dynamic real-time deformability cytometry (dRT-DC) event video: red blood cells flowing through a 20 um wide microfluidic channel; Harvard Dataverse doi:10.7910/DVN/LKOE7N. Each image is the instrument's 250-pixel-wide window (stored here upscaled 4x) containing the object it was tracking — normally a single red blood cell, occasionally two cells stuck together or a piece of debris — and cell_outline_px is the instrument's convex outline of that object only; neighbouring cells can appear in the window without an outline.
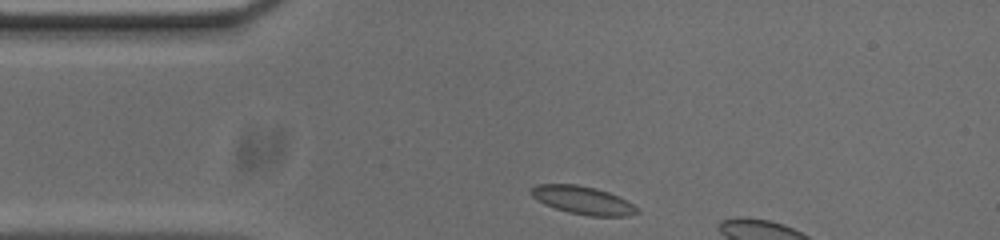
{"species": "common noctule bat (a hibernating species)", "species_latin": "Nyctalus noctula", "temperature_condition": "cold", "stored_images_in_passage": 5, "camera_frame_rate_fps": 3000, "um_per_image_px": 0.085, "animal": {"sex": "male", "body_mass_g": 20.0, "forearm_length_mm": 53.3}, "frame": {"image": 1, "passage_image": 1, "time_ms": 0.0, "image_size_px": [1000, 240], "cell_outline_px": [[640, 212], [628, 216], [588, 216], [568, 212], [544, 204], [532, 196], [528, 192], [536, 184], [576, 184], [596, 188], [608, 192], [640, 208]], "centroid_in_image_um": [49.53, 17.02], "position_along_channel_um": 35.5, "area_um2": 17.28}}